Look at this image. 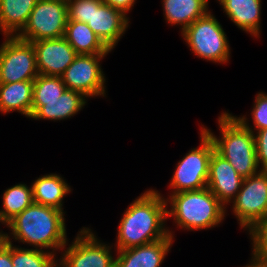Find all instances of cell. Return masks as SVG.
<instances>
[{
  "mask_svg": "<svg viewBox=\"0 0 267 267\" xmlns=\"http://www.w3.org/2000/svg\"><path fill=\"white\" fill-rule=\"evenodd\" d=\"M67 20L66 1L38 0L26 26L17 37L28 42L63 37Z\"/></svg>",
  "mask_w": 267,
  "mask_h": 267,
  "instance_id": "cell-9",
  "label": "cell"
},
{
  "mask_svg": "<svg viewBox=\"0 0 267 267\" xmlns=\"http://www.w3.org/2000/svg\"><path fill=\"white\" fill-rule=\"evenodd\" d=\"M64 214L59 209L33 202L6 224L11 231L6 234V241L14 239L57 256V251L69 241Z\"/></svg>",
  "mask_w": 267,
  "mask_h": 267,
  "instance_id": "cell-2",
  "label": "cell"
},
{
  "mask_svg": "<svg viewBox=\"0 0 267 267\" xmlns=\"http://www.w3.org/2000/svg\"><path fill=\"white\" fill-rule=\"evenodd\" d=\"M231 204L240 228L247 232L256 223L267 219V170L244 178Z\"/></svg>",
  "mask_w": 267,
  "mask_h": 267,
  "instance_id": "cell-7",
  "label": "cell"
},
{
  "mask_svg": "<svg viewBox=\"0 0 267 267\" xmlns=\"http://www.w3.org/2000/svg\"><path fill=\"white\" fill-rule=\"evenodd\" d=\"M67 21L88 23L92 15L93 0H67Z\"/></svg>",
  "mask_w": 267,
  "mask_h": 267,
  "instance_id": "cell-28",
  "label": "cell"
},
{
  "mask_svg": "<svg viewBox=\"0 0 267 267\" xmlns=\"http://www.w3.org/2000/svg\"><path fill=\"white\" fill-rule=\"evenodd\" d=\"M250 117L252 119L253 126L249 124V118L246 115L243 116H235L246 128H248L251 132H255L258 130H262L267 128V94L266 92H258L256 94L254 105L251 110ZM246 116V117H245Z\"/></svg>",
  "mask_w": 267,
  "mask_h": 267,
  "instance_id": "cell-26",
  "label": "cell"
},
{
  "mask_svg": "<svg viewBox=\"0 0 267 267\" xmlns=\"http://www.w3.org/2000/svg\"><path fill=\"white\" fill-rule=\"evenodd\" d=\"M256 158L261 170H267V128L254 132Z\"/></svg>",
  "mask_w": 267,
  "mask_h": 267,
  "instance_id": "cell-29",
  "label": "cell"
},
{
  "mask_svg": "<svg viewBox=\"0 0 267 267\" xmlns=\"http://www.w3.org/2000/svg\"><path fill=\"white\" fill-rule=\"evenodd\" d=\"M113 8L123 11L126 15L133 9L137 0H102Z\"/></svg>",
  "mask_w": 267,
  "mask_h": 267,
  "instance_id": "cell-31",
  "label": "cell"
},
{
  "mask_svg": "<svg viewBox=\"0 0 267 267\" xmlns=\"http://www.w3.org/2000/svg\"><path fill=\"white\" fill-rule=\"evenodd\" d=\"M0 267H13L11 261V243L9 241L0 244Z\"/></svg>",
  "mask_w": 267,
  "mask_h": 267,
  "instance_id": "cell-30",
  "label": "cell"
},
{
  "mask_svg": "<svg viewBox=\"0 0 267 267\" xmlns=\"http://www.w3.org/2000/svg\"><path fill=\"white\" fill-rule=\"evenodd\" d=\"M65 39L78 55L108 54L111 50L83 22L67 21Z\"/></svg>",
  "mask_w": 267,
  "mask_h": 267,
  "instance_id": "cell-22",
  "label": "cell"
},
{
  "mask_svg": "<svg viewBox=\"0 0 267 267\" xmlns=\"http://www.w3.org/2000/svg\"><path fill=\"white\" fill-rule=\"evenodd\" d=\"M248 232L253 250L251 260H267V219L256 223Z\"/></svg>",
  "mask_w": 267,
  "mask_h": 267,
  "instance_id": "cell-27",
  "label": "cell"
},
{
  "mask_svg": "<svg viewBox=\"0 0 267 267\" xmlns=\"http://www.w3.org/2000/svg\"><path fill=\"white\" fill-rule=\"evenodd\" d=\"M167 218H173L176 228L187 231L207 230L223 223L227 208L207 188L170 193L165 199Z\"/></svg>",
  "mask_w": 267,
  "mask_h": 267,
  "instance_id": "cell-4",
  "label": "cell"
},
{
  "mask_svg": "<svg viewBox=\"0 0 267 267\" xmlns=\"http://www.w3.org/2000/svg\"><path fill=\"white\" fill-rule=\"evenodd\" d=\"M88 98L81 92L66 89L59 98L53 101H32L30 118L34 120H67L81 111Z\"/></svg>",
  "mask_w": 267,
  "mask_h": 267,
  "instance_id": "cell-15",
  "label": "cell"
},
{
  "mask_svg": "<svg viewBox=\"0 0 267 267\" xmlns=\"http://www.w3.org/2000/svg\"><path fill=\"white\" fill-rule=\"evenodd\" d=\"M173 242V237H165L146 245L116 251L115 267H161Z\"/></svg>",
  "mask_w": 267,
  "mask_h": 267,
  "instance_id": "cell-16",
  "label": "cell"
},
{
  "mask_svg": "<svg viewBox=\"0 0 267 267\" xmlns=\"http://www.w3.org/2000/svg\"><path fill=\"white\" fill-rule=\"evenodd\" d=\"M243 180L227 159L214 150L209 162L207 188L225 207L236 197Z\"/></svg>",
  "mask_w": 267,
  "mask_h": 267,
  "instance_id": "cell-14",
  "label": "cell"
},
{
  "mask_svg": "<svg viewBox=\"0 0 267 267\" xmlns=\"http://www.w3.org/2000/svg\"><path fill=\"white\" fill-rule=\"evenodd\" d=\"M107 54L77 55L61 75L62 82L69 90L84 94L87 98L106 96V77L100 61Z\"/></svg>",
  "mask_w": 267,
  "mask_h": 267,
  "instance_id": "cell-11",
  "label": "cell"
},
{
  "mask_svg": "<svg viewBox=\"0 0 267 267\" xmlns=\"http://www.w3.org/2000/svg\"><path fill=\"white\" fill-rule=\"evenodd\" d=\"M11 243L13 267H55L58 257L51 252L35 248H22Z\"/></svg>",
  "mask_w": 267,
  "mask_h": 267,
  "instance_id": "cell-24",
  "label": "cell"
},
{
  "mask_svg": "<svg viewBox=\"0 0 267 267\" xmlns=\"http://www.w3.org/2000/svg\"><path fill=\"white\" fill-rule=\"evenodd\" d=\"M31 186L35 203L64 211L63 199L72 191L64 177L56 173L46 174L37 177Z\"/></svg>",
  "mask_w": 267,
  "mask_h": 267,
  "instance_id": "cell-19",
  "label": "cell"
},
{
  "mask_svg": "<svg viewBox=\"0 0 267 267\" xmlns=\"http://www.w3.org/2000/svg\"><path fill=\"white\" fill-rule=\"evenodd\" d=\"M227 17L255 38L261 35L262 0H217Z\"/></svg>",
  "mask_w": 267,
  "mask_h": 267,
  "instance_id": "cell-17",
  "label": "cell"
},
{
  "mask_svg": "<svg viewBox=\"0 0 267 267\" xmlns=\"http://www.w3.org/2000/svg\"><path fill=\"white\" fill-rule=\"evenodd\" d=\"M39 74L61 76L77 57L76 51L65 37L32 42Z\"/></svg>",
  "mask_w": 267,
  "mask_h": 267,
  "instance_id": "cell-13",
  "label": "cell"
},
{
  "mask_svg": "<svg viewBox=\"0 0 267 267\" xmlns=\"http://www.w3.org/2000/svg\"><path fill=\"white\" fill-rule=\"evenodd\" d=\"M33 81L0 83V113L19 112L30 118L32 113Z\"/></svg>",
  "mask_w": 267,
  "mask_h": 267,
  "instance_id": "cell-20",
  "label": "cell"
},
{
  "mask_svg": "<svg viewBox=\"0 0 267 267\" xmlns=\"http://www.w3.org/2000/svg\"><path fill=\"white\" fill-rule=\"evenodd\" d=\"M185 43L200 59L228 63L231 49L226 33L211 11L198 18L182 33Z\"/></svg>",
  "mask_w": 267,
  "mask_h": 267,
  "instance_id": "cell-5",
  "label": "cell"
},
{
  "mask_svg": "<svg viewBox=\"0 0 267 267\" xmlns=\"http://www.w3.org/2000/svg\"><path fill=\"white\" fill-rule=\"evenodd\" d=\"M66 89L61 76L39 74L33 81L32 101H53Z\"/></svg>",
  "mask_w": 267,
  "mask_h": 267,
  "instance_id": "cell-25",
  "label": "cell"
},
{
  "mask_svg": "<svg viewBox=\"0 0 267 267\" xmlns=\"http://www.w3.org/2000/svg\"><path fill=\"white\" fill-rule=\"evenodd\" d=\"M55 267H63V266L57 261Z\"/></svg>",
  "mask_w": 267,
  "mask_h": 267,
  "instance_id": "cell-34",
  "label": "cell"
},
{
  "mask_svg": "<svg viewBox=\"0 0 267 267\" xmlns=\"http://www.w3.org/2000/svg\"><path fill=\"white\" fill-rule=\"evenodd\" d=\"M101 241L90 228L82 227L73 242H67L57 260L63 267H115L113 245Z\"/></svg>",
  "mask_w": 267,
  "mask_h": 267,
  "instance_id": "cell-8",
  "label": "cell"
},
{
  "mask_svg": "<svg viewBox=\"0 0 267 267\" xmlns=\"http://www.w3.org/2000/svg\"><path fill=\"white\" fill-rule=\"evenodd\" d=\"M38 0H0V32L17 36L26 26Z\"/></svg>",
  "mask_w": 267,
  "mask_h": 267,
  "instance_id": "cell-21",
  "label": "cell"
},
{
  "mask_svg": "<svg viewBox=\"0 0 267 267\" xmlns=\"http://www.w3.org/2000/svg\"><path fill=\"white\" fill-rule=\"evenodd\" d=\"M0 223L2 225L6 226L5 222L1 219V217H0ZM6 234H7V232L5 233L4 231L0 230V244L4 243L6 241V238H7Z\"/></svg>",
  "mask_w": 267,
  "mask_h": 267,
  "instance_id": "cell-33",
  "label": "cell"
},
{
  "mask_svg": "<svg viewBox=\"0 0 267 267\" xmlns=\"http://www.w3.org/2000/svg\"><path fill=\"white\" fill-rule=\"evenodd\" d=\"M217 122L219 137L201 124V128L213 140L215 150L227 159L241 177L248 178L257 174L261 169L256 158L254 133L228 111L222 112Z\"/></svg>",
  "mask_w": 267,
  "mask_h": 267,
  "instance_id": "cell-3",
  "label": "cell"
},
{
  "mask_svg": "<svg viewBox=\"0 0 267 267\" xmlns=\"http://www.w3.org/2000/svg\"><path fill=\"white\" fill-rule=\"evenodd\" d=\"M0 45V83L34 80L38 75L32 42L17 36H4Z\"/></svg>",
  "mask_w": 267,
  "mask_h": 267,
  "instance_id": "cell-10",
  "label": "cell"
},
{
  "mask_svg": "<svg viewBox=\"0 0 267 267\" xmlns=\"http://www.w3.org/2000/svg\"><path fill=\"white\" fill-rule=\"evenodd\" d=\"M129 17L102 0H93L92 15L87 25L112 51L129 27Z\"/></svg>",
  "mask_w": 267,
  "mask_h": 267,
  "instance_id": "cell-12",
  "label": "cell"
},
{
  "mask_svg": "<svg viewBox=\"0 0 267 267\" xmlns=\"http://www.w3.org/2000/svg\"><path fill=\"white\" fill-rule=\"evenodd\" d=\"M244 267H267V260H250Z\"/></svg>",
  "mask_w": 267,
  "mask_h": 267,
  "instance_id": "cell-32",
  "label": "cell"
},
{
  "mask_svg": "<svg viewBox=\"0 0 267 267\" xmlns=\"http://www.w3.org/2000/svg\"><path fill=\"white\" fill-rule=\"evenodd\" d=\"M167 207L165 198L153 188L133 200L122 214L114 250L146 245L165 237L174 238L172 229L165 226Z\"/></svg>",
  "mask_w": 267,
  "mask_h": 267,
  "instance_id": "cell-1",
  "label": "cell"
},
{
  "mask_svg": "<svg viewBox=\"0 0 267 267\" xmlns=\"http://www.w3.org/2000/svg\"><path fill=\"white\" fill-rule=\"evenodd\" d=\"M200 130V146L190 149L175 166L169 185L171 193L207 187L209 162L215 146L210 136L202 128Z\"/></svg>",
  "mask_w": 267,
  "mask_h": 267,
  "instance_id": "cell-6",
  "label": "cell"
},
{
  "mask_svg": "<svg viewBox=\"0 0 267 267\" xmlns=\"http://www.w3.org/2000/svg\"><path fill=\"white\" fill-rule=\"evenodd\" d=\"M167 24L179 25L181 33L209 10L208 0H161Z\"/></svg>",
  "mask_w": 267,
  "mask_h": 267,
  "instance_id": "cell-18",
  "label": "cell"
},
{
  "mask_svg": "<svg viewBox=\"0 0 267 267\" xmlns=\"http://www.w3.org/2000/svg\"><path fill=\"white\" fill-rule=\"evenodd\" d=\"M2 200L3 209L0 210V217L7 224L34 202L32 186L28 187L25 183L15 184L3 192Z\"/></svg>",
  "mask_w": 267,
  "mask_h": 267,
  "instance_id": "cell-23",
  "label": "cell"
}]
</instances>
